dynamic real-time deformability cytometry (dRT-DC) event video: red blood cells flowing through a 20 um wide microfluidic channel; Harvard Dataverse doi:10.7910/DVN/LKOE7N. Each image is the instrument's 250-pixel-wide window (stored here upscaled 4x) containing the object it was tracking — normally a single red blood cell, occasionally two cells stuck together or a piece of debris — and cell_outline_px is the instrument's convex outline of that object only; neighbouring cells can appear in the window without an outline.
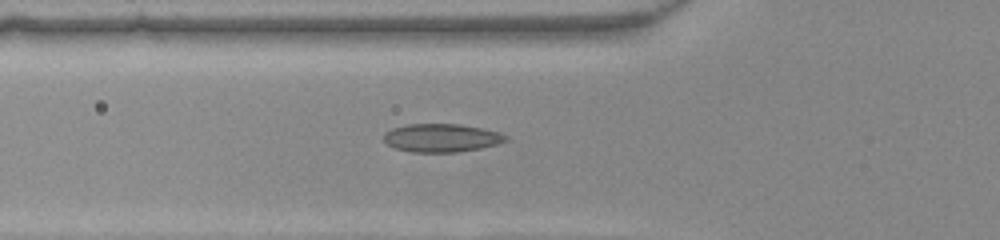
{"species": "common noctule bat (a hibernating species)", "species_latin": "Nyctalus noctula", "temperature_condition": "warm", "stored_images_in_passage": 45, "camera_frame_rate_fps": 3000, "um_per_image_px": 0.085, "animal": {"sex": "female", "body_mass_g": 22.0, "forearm_length_mm": 56.7}, "frame": {"image": 1, "passage_image": 17, "time_ms": 5.333, "image_size_px": [1000, 240], "cell_outline_px": [[508, 140], [496, 144], [480, 148], [456, 152], [412, 152], [396, 148], [388, 144], [384, 140], [384, 132], [392, 128], [408, 124], [460, 124], [484, 128], [500, 132], [508, 136]], "centroid_in_image_um": [37.55, 11.71], "position_along_channel_um": 88.3, "area_um2": 20.11}}
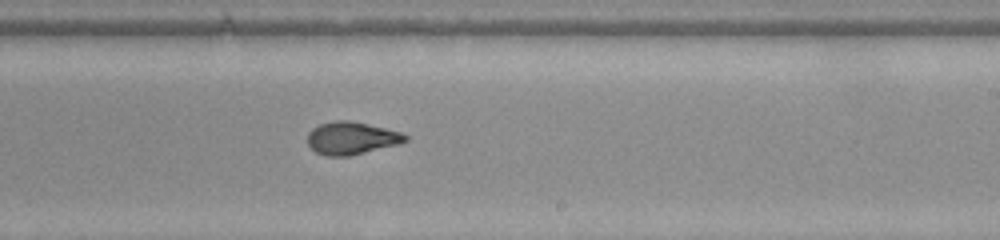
{"frame": {"image": 2, "passage_image": 29, "time_ms": 9.333, "image_size_px": [1000, 240], "cell_outline_px": [[408, 140], [396, 144], [348, 156], [328, 156], [316, 152], [308, 144], [308, 132], [312, 128], [320, 124], [336, 120], [348, 120], [368, 124], [400, 132], [408, 136]], "centroid_in_image_um": [29.84, 11.73], "position_along_channel_um": 259.2, "area_um2": 18.26}}
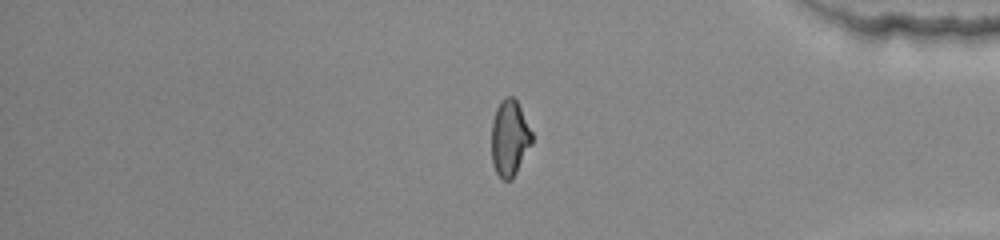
{"frame": {"image": 3, "passage_image": 40, "time_ms": 13.0, "image_size_px": [1000, 240], "cell_outline_px": [[532, 144], [512, 180], [504, 180], [496, 172], [492, 164], [492, 120], [496, 108], [500, 100], [504, 96], [512, 96], [516, 100], [532, 132]], "centroid_in_image_um": [43.31, 11.73], "position_along_channel_um": 391.9, "area_um2": 17.92}}